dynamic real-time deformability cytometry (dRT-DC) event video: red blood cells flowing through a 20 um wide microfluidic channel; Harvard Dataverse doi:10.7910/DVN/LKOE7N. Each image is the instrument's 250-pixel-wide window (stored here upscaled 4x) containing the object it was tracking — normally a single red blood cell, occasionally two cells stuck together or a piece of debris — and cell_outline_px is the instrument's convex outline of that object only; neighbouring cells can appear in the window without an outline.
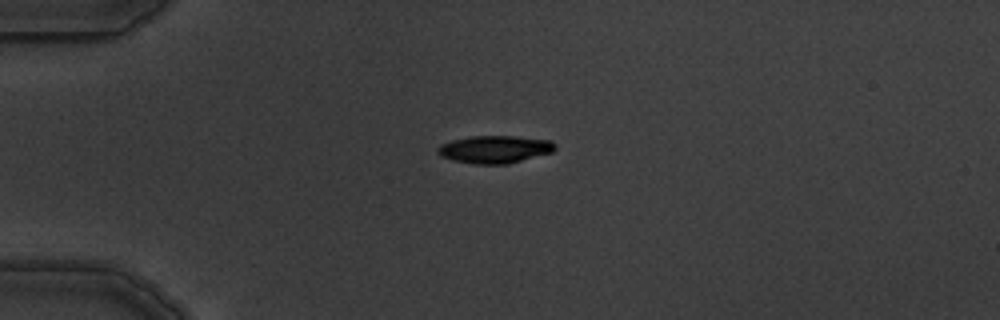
{"species": "common noctule bat (a hibernating species)", "species_latin": "Nyctalus noctula", "temperature_condition": "warm", "stored_images_in_passage": 2, "camera_frame_rate_fps": 3000, "um_per_image_px": 0.085, "animal": {"sex": "male", "body_mass_g": 19.5, "forearm_length_mm": 54.6}, "frame": {"image": 1, "passage_image": 2, "time_ms": 1.333, "image_size_px": [1000, 320], "cell_outline_px": [[556, 148], [552, 152], [508, 164], [476, 164], [452, 160], [440, 156], [436, 152], [436, 148], [440, 144], [452, 140], [472, 136], [512, 136], [552, 140], [556, 144]], "centroid_in_image_um": [42.04, 12.69], "position_along_channel_um": 43.0, "area_um2": 18.96}}